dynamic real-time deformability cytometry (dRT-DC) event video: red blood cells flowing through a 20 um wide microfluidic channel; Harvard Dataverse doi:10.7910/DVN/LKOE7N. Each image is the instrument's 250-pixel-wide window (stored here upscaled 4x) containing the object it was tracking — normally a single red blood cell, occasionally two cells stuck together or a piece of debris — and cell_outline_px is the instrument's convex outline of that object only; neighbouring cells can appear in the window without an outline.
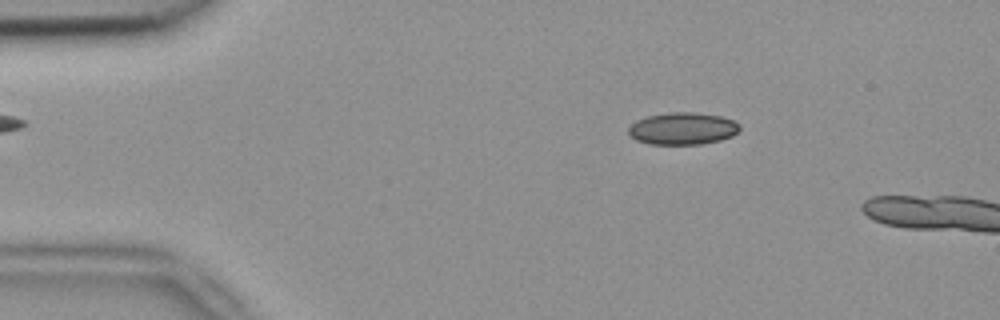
{"species": "common noctule bat (a hibernating species)", "species_latin": "Nyctalus noctula", "temperature_condition": "room temperature", "stored_images_in_passage": 3, "camera_frame_rate_fps": 3000, "um_per_image_px": 0.085, "animal": {"sex": "female", "body_mass_g": 18.4}, "frame": {"image": 1, "passage_image": 2, "time_ms": 0.333, "image_size_px": [1000, 320], "cell_outline_px": [[740, 128], [732, 136], [720, 140], [700, 144], [648, 144], [636, 140], [628, 132], [628, 128], [636, 120], [648, 116], [668, 112], [692, 112], [720, 116], [732, 120], [740, 124]], "centroid_in_image_um": [58.01, 10.93], "position_along_channel_um": 27.0, "area_um2": 20.75}}